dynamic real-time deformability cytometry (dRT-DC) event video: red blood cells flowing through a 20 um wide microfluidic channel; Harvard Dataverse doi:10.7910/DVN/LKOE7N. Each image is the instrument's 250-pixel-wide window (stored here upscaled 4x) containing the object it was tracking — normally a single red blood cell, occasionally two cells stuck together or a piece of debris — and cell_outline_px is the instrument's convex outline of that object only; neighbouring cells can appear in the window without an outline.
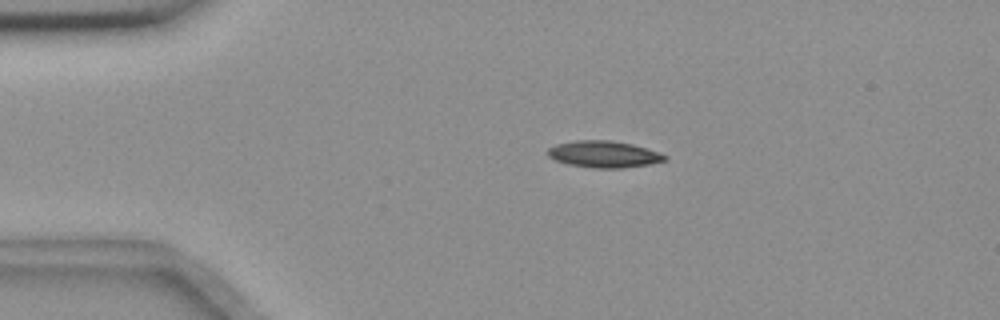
{"species": "common noctule bat (a hibernating species)", "species_latin": "Nyctalus noctula", "temperature_condition": "room temperature", "stored_images_in_passage": 4, "camera_frame_rate_fps": 3000, "um_per_image_px": 0.085, "animal": {"sex": "female", "body_mass_g": 18.4}, "frame": {"image": 1, "passage_image": 2, "time_ms": 2.0, "image_size_px": [1000, 320], "cell_outline_px": [[668, 160], [648, 164], [624, 168], [596, 168], [568, 164], [556, 160], [548, 156], [548, 148], [556, 144], [576, 140], [612, 140], [632, 144], [660, 152], [668, 156]], "centroid_in_image_um": [51.36, 13.1], "position_along_channel_um": 33.6, "area_um2": 18.21}}